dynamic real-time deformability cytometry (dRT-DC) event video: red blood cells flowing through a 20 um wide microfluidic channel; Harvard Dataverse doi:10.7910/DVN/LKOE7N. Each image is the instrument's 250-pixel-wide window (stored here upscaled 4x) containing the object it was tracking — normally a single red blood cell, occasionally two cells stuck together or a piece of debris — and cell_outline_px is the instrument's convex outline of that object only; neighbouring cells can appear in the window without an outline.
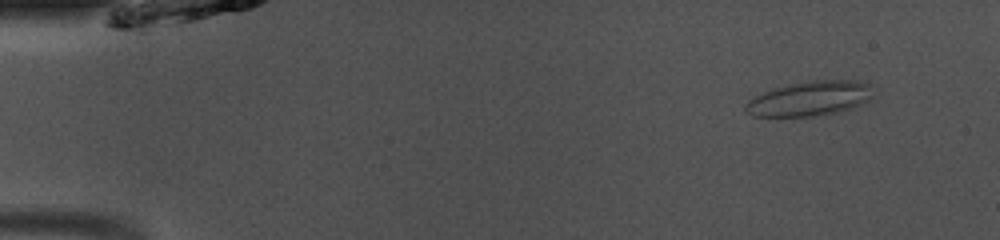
{"species": "common noctule bat (a hibernating species)", "species_latin": "Nyctalus noctula", "temperature_condition": "room temperature", "stored_images_in_passage": 49, "camera_frame_rate_fps": 3000, "um_per_image_px": 0.085, "animal": {"sex": "male", "body_mass_g": 13.0, "forearm_length_mm": 53.1}, "frame": {"image": 1, "passage_image": 5, "time_ms": 1.333, "image_size_px": [1000, 240], "cell_outline_px": [[872, 96], [868, 100], [860, 104], [836, 112], [812, 116], [752, 116], [744, 112], [744, 104], [748, 100], [764, 92], [776, 88], [792, 84], [812, 80], [856, 80], [868, 84]], "centroid_in_image_um": [68.77, 8.38], "position_along_channel_um": 16.2, "area_um2": 25.32}}
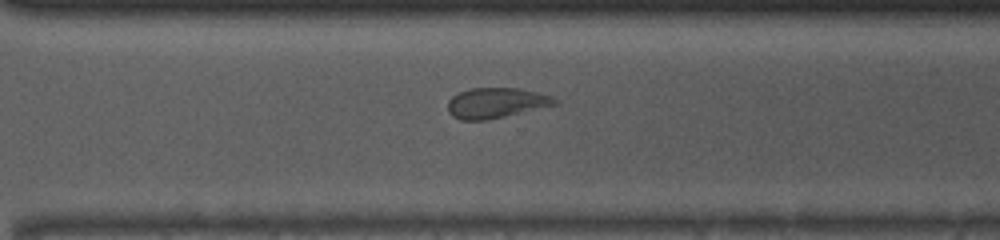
{"frame": {"image": 2, "passage_image": 35, "time_ms": 11.333, "image_size_px": [1000, 240], "cell_outline_px": [[560, 104], [504, 116], [484, 120], [460, 120], [452, 116], [448, 112], [448, 100], [452, 96], [460, 92], [472, 88], [516, 88], [536, 92], [552, 96], [560, 100]], "centroid_in_image_um": [42.19, 8.75], "position_along_channel_um": 328.4, "area_um2": 18.9}}
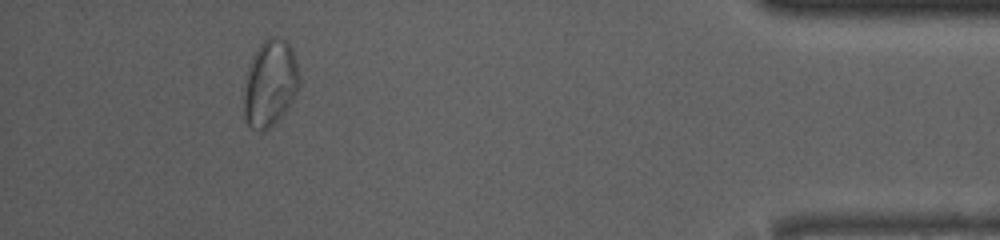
{"frame": {"image": 3, "passage_image": 45, "time_ms": 14.667, "image_size_px": [1000, 240], "cell_outline_px": [[300, 84], [296, 96], [284, 112], [264, 132], [260, 132], [252, 128], [248, 124], [244, 116], [244, 92], [248, 72], [252, 56], [260, 44], [264, 40], [272, 36], [276, 36], [284, 40], [292, 48], [296, 60], [300, 76]], "centroid_in_image_um": [22.98, 7.08], "position_along_channel_um": 412.2, "area_um2": 27.86}, "authors_computed_cell_mechanics": {"area_um2": 20.6924, "velocity_mm_per_s": 4.0968, "shape_relaxation_time_tau1_ms": null, "shape_relaxation_time_tau2_ms": 1.5588, "deformation_change_tau1": null, "deformation_change_tau2": 0.0794}}